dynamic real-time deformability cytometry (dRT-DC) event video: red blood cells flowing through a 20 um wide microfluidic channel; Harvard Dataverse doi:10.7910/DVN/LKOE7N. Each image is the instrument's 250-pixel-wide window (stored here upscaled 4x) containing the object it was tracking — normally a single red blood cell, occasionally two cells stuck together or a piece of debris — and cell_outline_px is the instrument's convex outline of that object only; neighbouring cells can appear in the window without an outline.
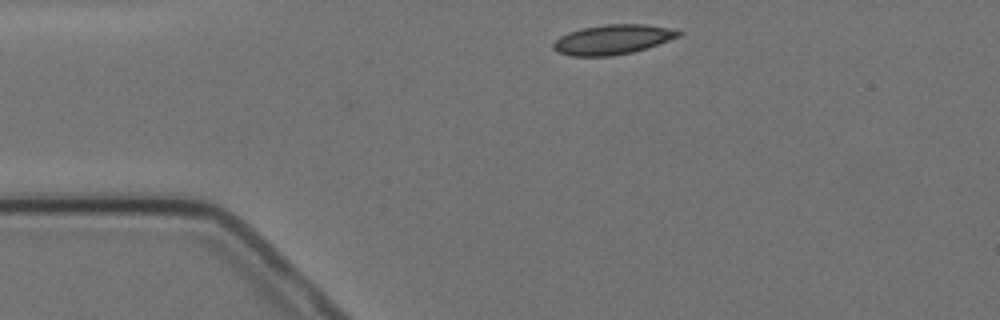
{"species": "Egyptian fruit bat (a non-hibernating species)", "species_latin": "Rousettus aegyptiacus", "temperature_condition": "cold", "stored_images_in_passage": 2, "camera_frame_rate_fps": 3000, "um_per_image_px": 0.085, "animal": {"sex": "female"}, "frame": {"image": 1, "passage_image": 1, "time_ms": 0.0, "image_size_px": [1000, 320], "cell_outline_px": [[684, 32], [680, 36], [648, 48], [632, 52], [612, 56], [572, 56], [556, 52], [552, 48], [552, 44], [560, 36], [568, 32], [580, 28], [604, 24], [644, 24], [668, 28]], "centroid_in_image_um": [52.05, 3.36], "position_along_channel_um": 33.0, "area_um2": 21.85}}